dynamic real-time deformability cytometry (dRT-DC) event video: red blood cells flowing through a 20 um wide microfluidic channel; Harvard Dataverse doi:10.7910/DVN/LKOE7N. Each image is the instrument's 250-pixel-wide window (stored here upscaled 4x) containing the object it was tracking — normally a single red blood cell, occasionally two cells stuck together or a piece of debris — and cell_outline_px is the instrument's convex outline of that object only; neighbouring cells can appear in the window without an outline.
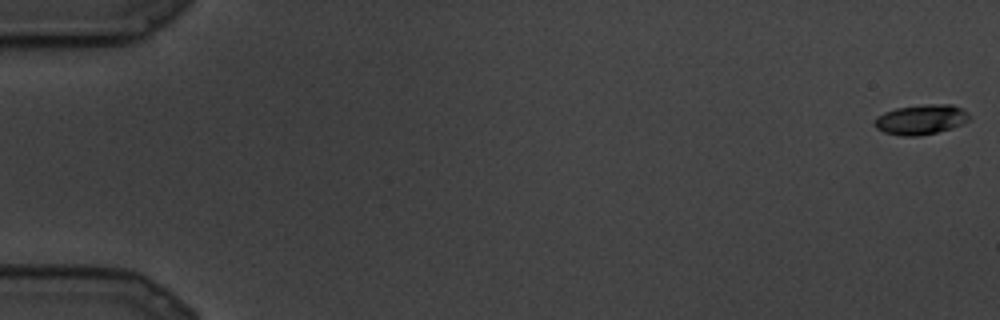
{"species": "common noctule bat (a hibernating species)", "species_latin": "Nyctalus noctula", "temperature_condition": "cold", "stored_images_in_passage": 20, "camera_frame_rate_fps": 3000, "um_per_image_px": 0.085, "animal": {"sex": "male", "body_mass_g": 19.5, "forearm_length_mm": 54.6}, "frame": {"image": 1, "passage_image": 1, "time_ms": 0.0, "image_size_px": [1000, 320], "cell_outline_px": [[968, 120], [952, 128], [920, 136], [900, 136], [884, 132], [876, 128], [872, 124], [876, 116], [884, 112], [896, 108], [924, 104], [952, 104], [964, 108], [968, 112]], "centroid_in_image_um": [78.25, 10.15], "position_along_channel_um": 6.8, "area_um2": 16.7}}
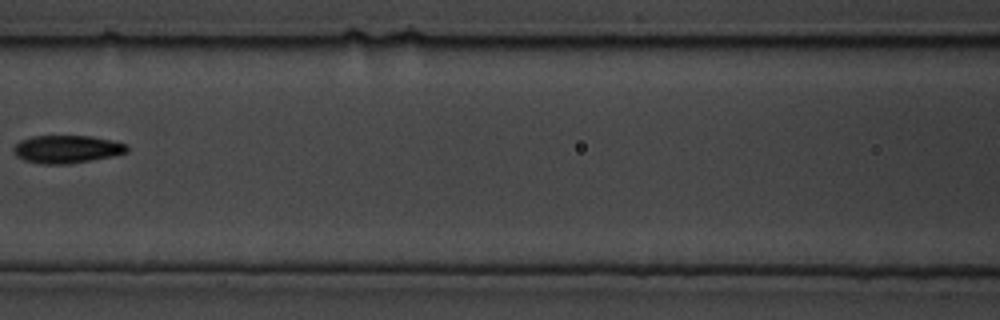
{"frame": {"image": 2, "passage_image": 13, "time_ms": 4.0, "image_size_px": [1000, 320], "cell_outline_px": [[128, 152], [112, 156], [92, 160], [68, 164], [44, 164], [24, 160], [16, 156], [12, 152], [12, 148], [20, 140], [32, 136], [92, 136], [112, 140], [128, 144]], "centroid_in_image_um": [5.68, 12.68], "position_along_channel_um": 160.9, "area_um2": 18.55}}
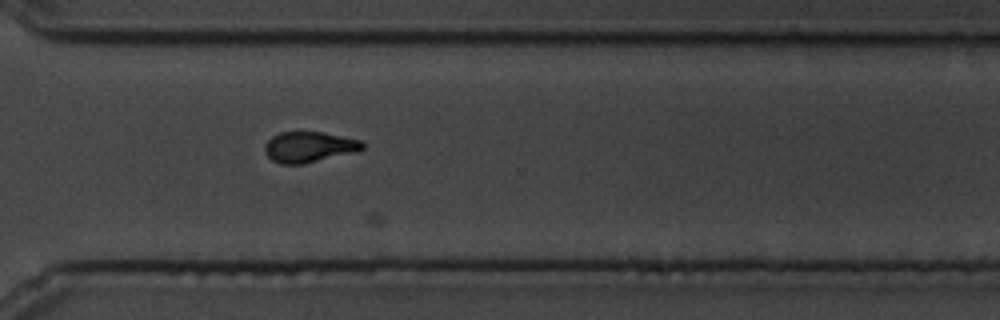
{"frame": {"image": 3, "passage_image": 20, "time_ms": 6.333, "image_size_px": [1000, 320], "cell_outline_px": [[364, 148], [356, 152], [304, 164], [280, 164], [272, 160], [264, 152], [264, 144], [272, 136], [280, 132], [324, 132], [360, 140], [364, 144]], "centroid_in_image_um": [26.25, 12.5], "position_along_channel_um": 344.3, "area_um2": 17.57}}